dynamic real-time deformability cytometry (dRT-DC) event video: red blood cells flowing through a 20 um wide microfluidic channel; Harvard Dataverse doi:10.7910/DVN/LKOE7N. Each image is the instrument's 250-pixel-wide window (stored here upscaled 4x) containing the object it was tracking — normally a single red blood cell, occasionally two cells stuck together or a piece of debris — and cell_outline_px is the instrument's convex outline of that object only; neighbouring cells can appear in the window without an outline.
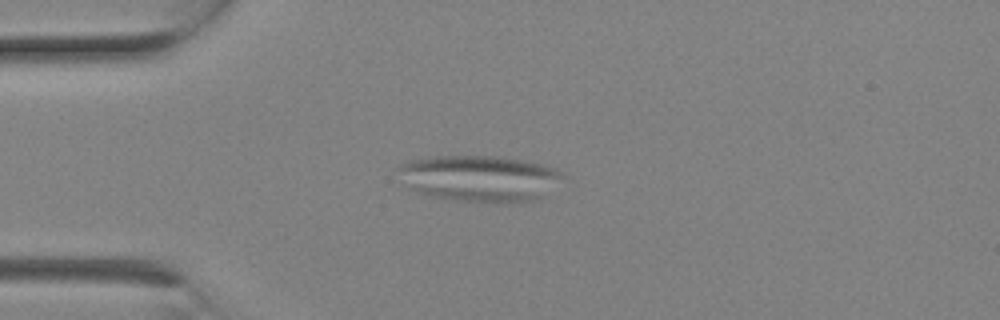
{"species": "Egyptian fruit bat (a non-hibernating species)", "species_latin": "Rousettus aegyptiacus", "temperature_condition": "room temperature", "stored_images_in_passage": 2, "camera_frame_rate_fps": 3000, "um_per_image_px": 0.085, "animal": {"sex": "female"}, "frame": {"image": 1, "passage_image": 2, "time_ms": 0.333, "image_size_px": [1000, 320], "cell_outline_px": [[564, 176], [544, 196], [520, 204], [496, 204], [456, 200], [428, 196], [408, 188], [392, 168], [400, 164], [412, 160], [436, 156], [496, 156], [520, 160], [540, 164], [556, 168]], "centroid_in_image_um": [40.71, 15.19], "position_along_channel_um": 44.3, "area_um2": 45.08}}